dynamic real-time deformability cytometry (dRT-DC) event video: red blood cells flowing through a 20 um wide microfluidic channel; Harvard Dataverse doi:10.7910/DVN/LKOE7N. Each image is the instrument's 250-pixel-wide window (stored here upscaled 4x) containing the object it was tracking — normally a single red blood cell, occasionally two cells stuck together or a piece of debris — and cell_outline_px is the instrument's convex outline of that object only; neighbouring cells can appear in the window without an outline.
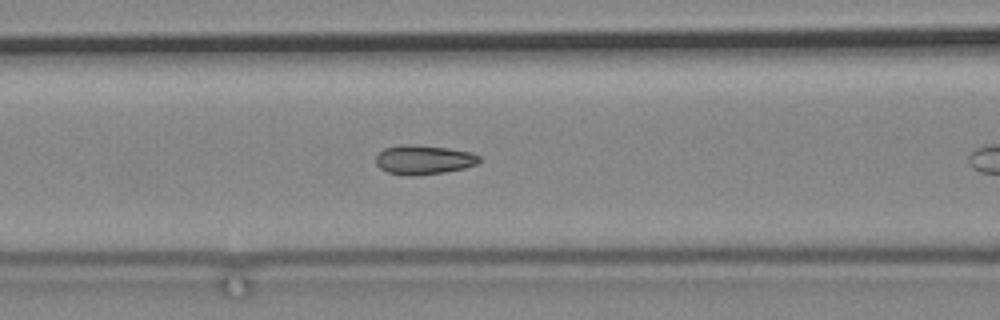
{"species": "common noctule bat (a hibernating species)", "species_latin": "Nyctalus noctula", "temperature_condition": "cold", "stored_images_in_passage": 37, "camera_frame_rate_fps": 3000, "um_per_image_px": 0.085, "animal": {"sex": "male", "body_mass_g": 19.2, "forearm_length_mm": 51.8}, "frame": {"image": 1, "passage_image": 32, "time_ms": 10.333, "image_size_px": [1000, 320], "cell_outline_px": [[480, 160], [476, 164], [464, 168], [444, 172], [412, 176], [408, 176], [388, 172], [380, 168], [376, 164], [376, 156], [384, 148], [404, 144], [408, 144], [448, 148], [472, 152], [480, 156]], "centroid_in_image_um": [36.01, 13.58], "position_along_channel_um": 130.6, "area_um2": 17.57}}